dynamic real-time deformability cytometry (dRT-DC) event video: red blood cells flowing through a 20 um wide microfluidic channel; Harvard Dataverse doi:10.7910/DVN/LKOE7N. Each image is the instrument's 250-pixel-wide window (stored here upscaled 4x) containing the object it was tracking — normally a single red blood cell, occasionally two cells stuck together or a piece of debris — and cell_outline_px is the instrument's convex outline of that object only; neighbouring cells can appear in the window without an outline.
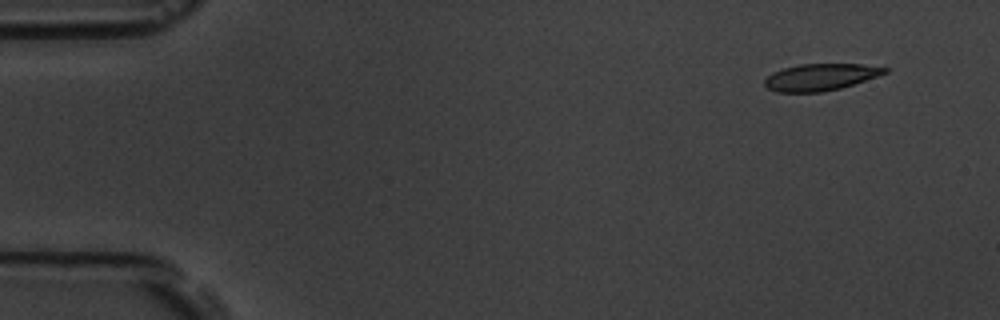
{"species": "common noctule bat (a hibernating species)", "species_latin": "Nyctalus noctula", "temperature_condition": "room temperature", "stored_images_in_passage": 5, "camera_frame_rate_fps": 3000, "um_per_image_px": 0.085, "animal": {"sex": "male", "body_mass_g": 19.5, "forearm_length_mm": 54.6}, "frame": {"image": 1, "passage_image": 1, "time_ms": 0.0, "image_size_px": [1000, 320], "cell_outline_px": [[888, 72], [840, 88], [820, 92], [776, 92], [768, 88], [764, 84], [764, 80], [772, 72], [784, 68], [800, 64], [860, 64], [888, 68]], "centroid_in_image_um": [69.69, 6.55], "position_along_channel_um": 15.3, "area_um2": 18.5}}